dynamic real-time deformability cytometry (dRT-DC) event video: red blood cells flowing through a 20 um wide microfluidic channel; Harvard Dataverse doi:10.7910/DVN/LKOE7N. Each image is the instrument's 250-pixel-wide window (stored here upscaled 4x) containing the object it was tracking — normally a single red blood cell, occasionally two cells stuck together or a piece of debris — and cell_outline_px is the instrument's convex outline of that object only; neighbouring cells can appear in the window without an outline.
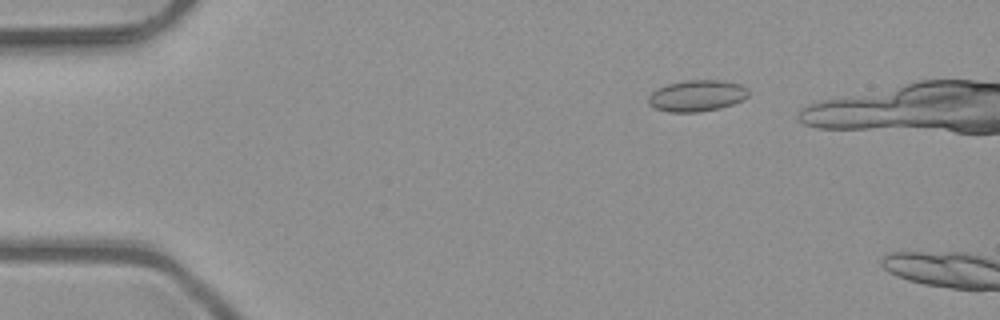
{"species": "common noctule bat (a hibernating species)", "species_latin": "Nyctalus noctula", "temperature_condition": "room temperature", "stored_images_in_passage": 4, "camera_frame_rate_fps": 3000, "um_per_image_px": 0.085, "animal": {"sex": "male", "body_mass_g": 23.1, "forearm_length_mm": 52.7}, "frame": {"image": 1, "passage_image": 3, "time_ms": 0.667, "image_size_px": [1000, 320], "cell_outline_px": [[748, 96], [744, 100], [720, 108], [700, 112], [668, 112], [656, 108], [648, 104], [648, 96], [656, 88], [668, 84], [684, 80], [724, 80], [740, 84], [748, 88]], "centroid_in_image_um": [59.24, 8.13], "position_along_channel_um": 25.8, "area_um2": 18.5}}